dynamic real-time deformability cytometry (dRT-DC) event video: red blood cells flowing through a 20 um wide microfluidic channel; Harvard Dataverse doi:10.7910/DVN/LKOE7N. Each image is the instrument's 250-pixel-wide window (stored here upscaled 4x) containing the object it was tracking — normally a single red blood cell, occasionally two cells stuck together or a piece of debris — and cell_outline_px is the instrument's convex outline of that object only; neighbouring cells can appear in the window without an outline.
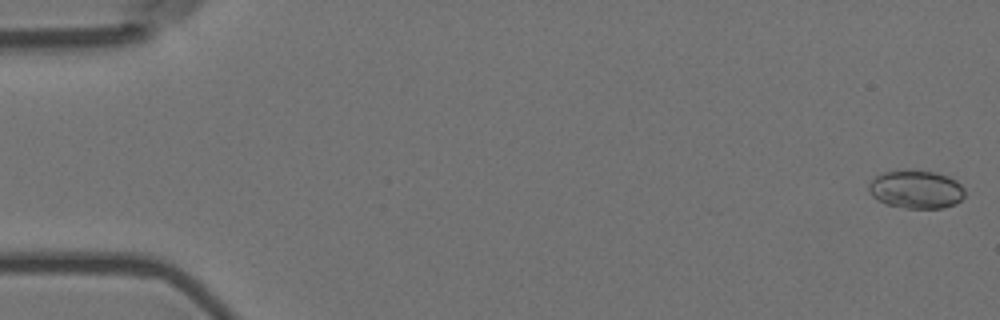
{"species": "Egyptian fruit bat (a non-hibernating species)", "species_latin": "Rousettus aegyptiacus", "temperature_condition": "room temperature", "stored_images_in_passage": 4, "camera_frame_rate_fps": 3000, "um_per_image_px": 0.085, "animal": {"sex": "female"}, "frame": {"image": 1, "passage_image": 1, "time_ms": 0.0, "image_size_px": [1000, 320], "cell_outline_px": [[964, 196], [956, 204], [944, 208], [908, 208], [884, 204], [876, 200], [868, 192], [868, 184], [876, 176], [884, 172], [900, 168], [912, 168], [936, 172], [948, 176], [956, 180], [964, 188]], "centroid_in_image_um": [77.84, 16.07], "position_along_channel_um": 7.2, "area_um2": 22.08}}